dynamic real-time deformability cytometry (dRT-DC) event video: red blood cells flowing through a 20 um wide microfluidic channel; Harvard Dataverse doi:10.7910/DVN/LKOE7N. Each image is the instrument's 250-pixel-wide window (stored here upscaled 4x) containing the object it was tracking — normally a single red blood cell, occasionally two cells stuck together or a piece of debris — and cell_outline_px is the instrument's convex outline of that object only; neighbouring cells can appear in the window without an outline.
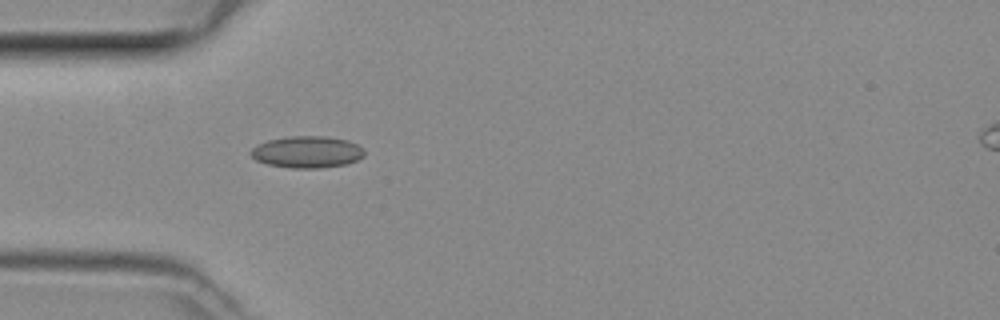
{"species": "common noctule bat (a hibernating species)", "species_latin": "Nyctalus noctula", "temperature_condition": "room temperature", "stored_images_in_passage": 33, "camera_frame_rate_fps": 3000, "um_per_image_px": 0.085, "animal": {"sex": "female", "body_mass_g": 29.2, "forearm_length_mm": 56.3}, "frame": {"image": 1, "passage_image": 1, "time_ms": 0.0, "image_size_px": [1000, 320], "cell_outline_px": [[364, 156], [356, 160], [344, 164], [320, 168], [292, 168], [268, 164], [256, 160], [248, 152], [252, 148], [268, 140], [288, 136], [328, 136], [348, 140], [356, 144], [364, 152]], "centroid_in_image_um": [26.08, 12.91], "position_along_channel_um": 58.9, "area_um2": 20.87}}
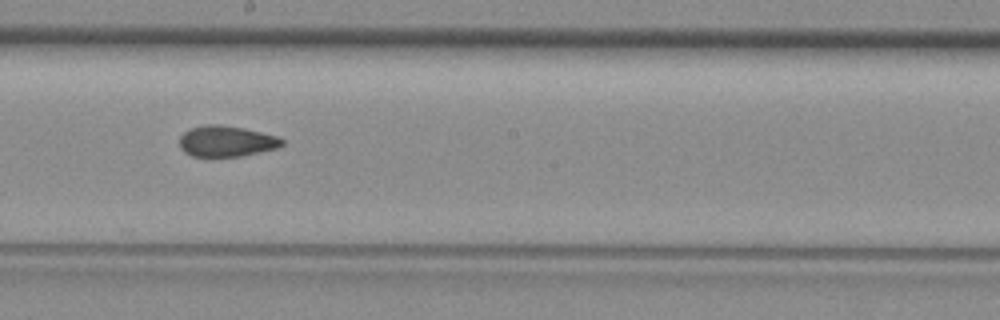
{"frame": {"image": 2, "passage_image": 13, "time_ms": 4.0, "image_size_px": [1000, 320], "cell_outline_px": [[284, 144], [276, 148], [240, 156], [192, 156], [184, 152], [180, 148], [180, 136], [184, 132], [192, 128], [208, 124], [220, 124], [244, 128], [280, 136], [284, 140]], "centroid_in_image_um": [19.26, 11.99], "position_along_channel_um": 228.9, "area_um2": 18.44}}
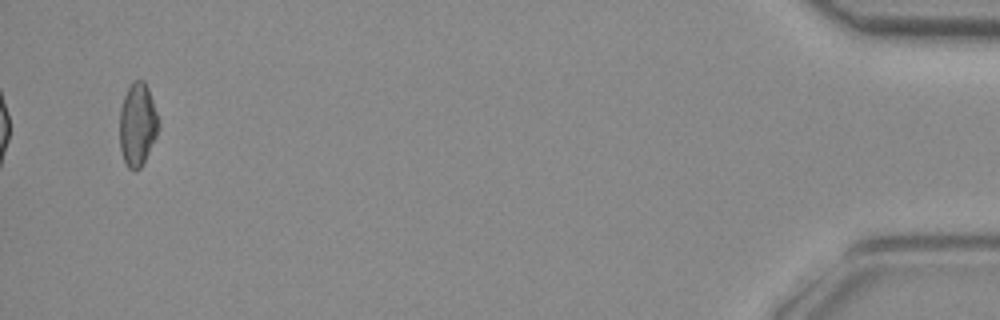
{"frame": {"image": 3, "passage_image": 33, "time_ms": 10.667, "image_size_px": [1000, 320], "cell_outline_px": [[160, 124], [156, 136], [140, 168], [128, 168], [124, 160], [120, 148], [120, 108], [124, 96], [132, 80], [144, 80], [148, 88], [160, 120]], "centroid_in_image_um": [11.69, 10.53], "position_along_channel_um": 423.5, "area_um2": 18.67}}